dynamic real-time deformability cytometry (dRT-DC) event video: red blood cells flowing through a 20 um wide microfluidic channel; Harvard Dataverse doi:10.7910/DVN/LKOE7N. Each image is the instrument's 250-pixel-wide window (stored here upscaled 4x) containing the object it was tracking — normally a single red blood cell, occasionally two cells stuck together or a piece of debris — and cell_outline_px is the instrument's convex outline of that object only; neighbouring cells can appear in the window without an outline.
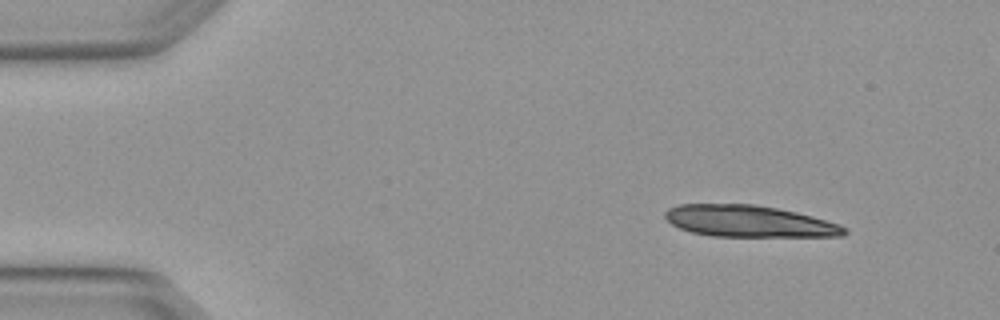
{"species": "Egyptian fruit bat (a non-hibernating species)", "species_latin": "Rousettus aegyptiacus", "temperature_condition": "warm", "stored_images_in_passage": 3, "camera_frame_rate_fps": 3000, "um_per_image_px": 0.085, "animal": {"sex": "female"}, "frame": {"image": 1, "passage_image": 1, "time_ms": 0.0, "image_size_px": [1000, 320], "cell_outline_px": [[848, 232], [844, 236], [712, 236], [692, 232], [680, 228], [672, 224], [664, 216], [664, 212], [668, 208], [680, 204], [756, 204], [796, 212], [812, 216], [840, 224], [848, 228]], "centroid_in_image_um": [63.69, 18.8], "position_along_channel_um": 21.3, "area_um2": 33.0}}